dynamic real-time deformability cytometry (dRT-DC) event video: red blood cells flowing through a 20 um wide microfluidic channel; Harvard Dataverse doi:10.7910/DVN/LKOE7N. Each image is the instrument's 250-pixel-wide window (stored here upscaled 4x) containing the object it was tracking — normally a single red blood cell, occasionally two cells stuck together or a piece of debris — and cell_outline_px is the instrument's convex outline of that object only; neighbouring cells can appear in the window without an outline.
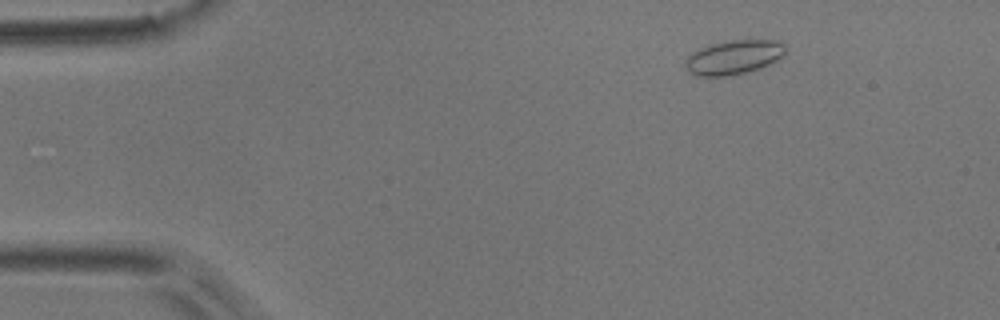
{"species": "common noctule bat (a hibernating species)", "species_latin": "Nyctalus noctula", "temperature_condition": "room temperature", "stored_images_in_passage": 3, "camera_frame_rate_fps": 3000, "um_per_image_px": 0.085, "animal": {"sex": "male", "body_mass_g": 17.9}, "frame": {"image": 1, "passage_image": 1, "time_ms": 0.0, "image_size_px": [1000, 320], "cell_outline_px": [[784, 56], [760, 68], [748, 72], [732, 76], [696, 76], [688, 72], [684, 68], [684, 60], [692, 52], [700, 48], [724, 40], [780, 40], [784, 44]], "centroid_in_image_um": [62.32, 4.87], "position_along_channel_um": 22.7, "area_um2": 20.29}}